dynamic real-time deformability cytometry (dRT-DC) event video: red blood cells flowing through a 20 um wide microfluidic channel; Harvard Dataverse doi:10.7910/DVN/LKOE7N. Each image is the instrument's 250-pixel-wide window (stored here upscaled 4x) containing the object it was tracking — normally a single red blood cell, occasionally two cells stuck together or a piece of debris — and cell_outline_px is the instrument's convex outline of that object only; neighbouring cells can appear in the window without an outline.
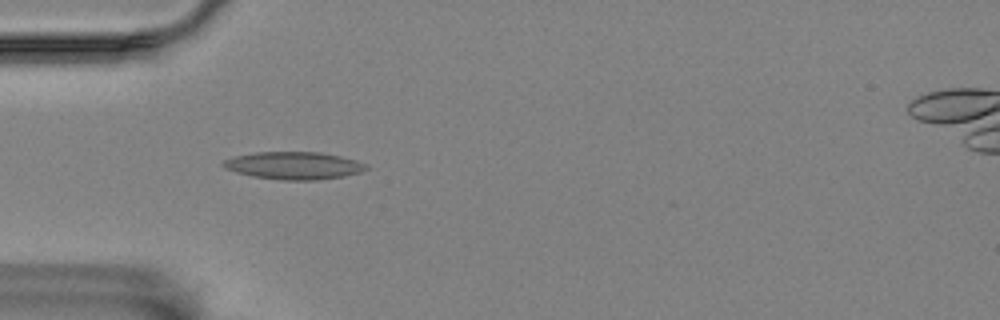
{"species": "Egyptian fruit bat (a non-hibernating species)", "species_latin": "Rousettus aegyptiacus", "temperature_condition": "room temperature", "stored_images_in_passage": 5, "camera_frame_rate_fps": 3000, "um_per_image_px": 0.085, "animal": {"sex": "female"}, "frame": {"image": 1, "passage_image": 4, "time_ms": 4.667, "image_size_px": [1000, 320], "cell_outline_px": [[368, 168], [360, 172], [344, 176], [316, 180], [284, 180], [252, 176], [236, 172], [224, 168], [220, 164], [224, 160], [236, 156], [256, 152], [320, 152], [340, 156], [356, 160], [368, 164]], "centroid_in_image_um": [24.98, 14.07], "position_along_channel_um": 60.0, "area_um2": 22.89}}
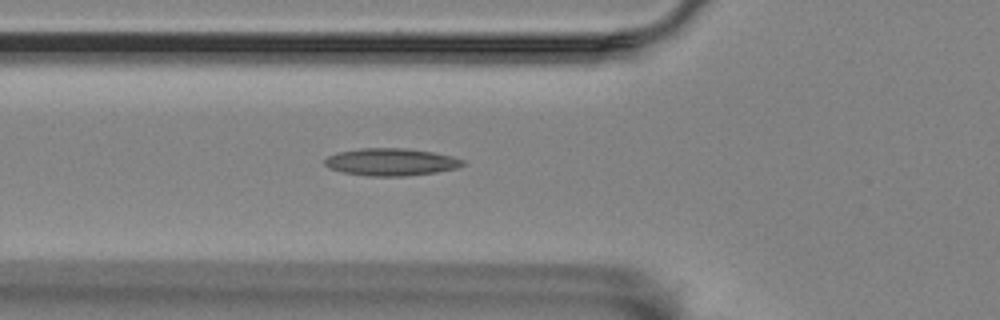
{"frame": {"image": 2, "passage_image": 5, "time_ms": 5.667, "image_size_px": [1000, 320], "cell_outline_px": [[464, 164], [456, 168], [436, 172], [404, 176], [368, 176], [344, 172], [328, 168], [324, 164], [324, 160], [328, 156], [336, 152], [360, 148], [404, 148], [432, 152], [452, 156], [464, 160]], "centroid_in_image_um": [33.2, 13.76], "position_along_channel_um": 92.6, "area_um2": 21.96}}